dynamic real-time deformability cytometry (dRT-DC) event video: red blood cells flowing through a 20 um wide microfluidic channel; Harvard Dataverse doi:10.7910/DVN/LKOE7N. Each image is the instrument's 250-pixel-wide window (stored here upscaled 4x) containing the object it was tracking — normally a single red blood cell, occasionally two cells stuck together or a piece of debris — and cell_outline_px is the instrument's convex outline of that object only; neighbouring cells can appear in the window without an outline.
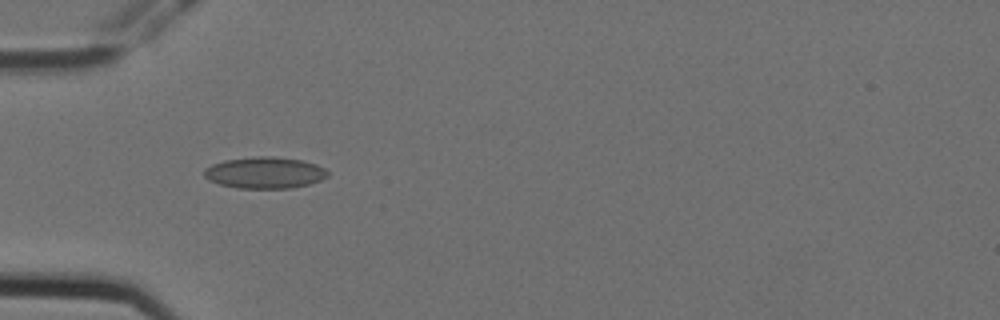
{"species": "Egyptian fruit bat (a non-hibernating species)", "species_latin": "Rousettus aegyptiacus", "temperature_condition": "cold", "stored_images_in_passage": 5, "camera_frame_rate_fps": 3000, "um_per_image_px": 0.085, "animal": {"sex": "female"}, "frame": {"image": 1, "passage_image": 4, "time_ms": 1.0, "image_size_px": [1000, 320], "cell_outline_px": [[328, 176], [320, 180], [308, 184], [292, 188], [236, 188], [220, 184], [208, 180], [204, 176], [204, 168], [212, 164], [224, 160], [256, 156], [272, 156], [304, 160], [316, 164], [324, 168], [328, 172]], "centroid_in_image_um": [22.49, 14.67], "position_along_channel_um": 62.5, "area_um2": 22.77}}
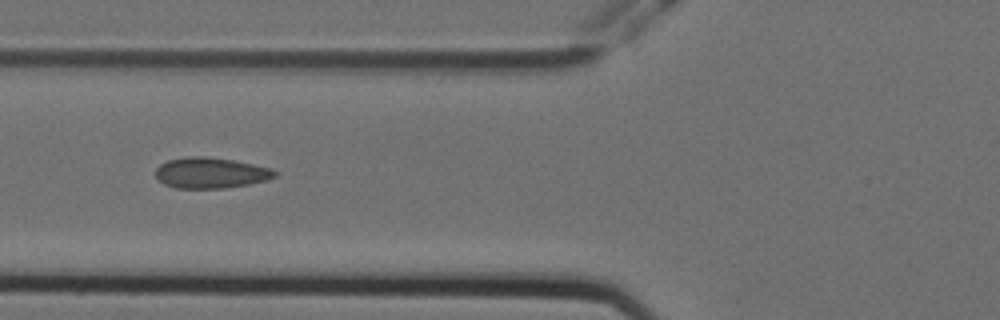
{"frame": {"image": 2, "passage_image": 5, "time_ms": 1.333, "image_size_px": [1000, 320], "cell_outline_px": [[276, 176], [268, 180], [248, 184], [224, 188], [176, 188], [164, 184], [156, 176], [156, 168], [160, 164], [168, 160], [184, 156], [204, 156], [232, 160], [272, 168], [276, 172]], "centroid_in_image_um": [17.9, 14.69], "position_along_channel_um": 107.9, "area_um2": 21.33}}